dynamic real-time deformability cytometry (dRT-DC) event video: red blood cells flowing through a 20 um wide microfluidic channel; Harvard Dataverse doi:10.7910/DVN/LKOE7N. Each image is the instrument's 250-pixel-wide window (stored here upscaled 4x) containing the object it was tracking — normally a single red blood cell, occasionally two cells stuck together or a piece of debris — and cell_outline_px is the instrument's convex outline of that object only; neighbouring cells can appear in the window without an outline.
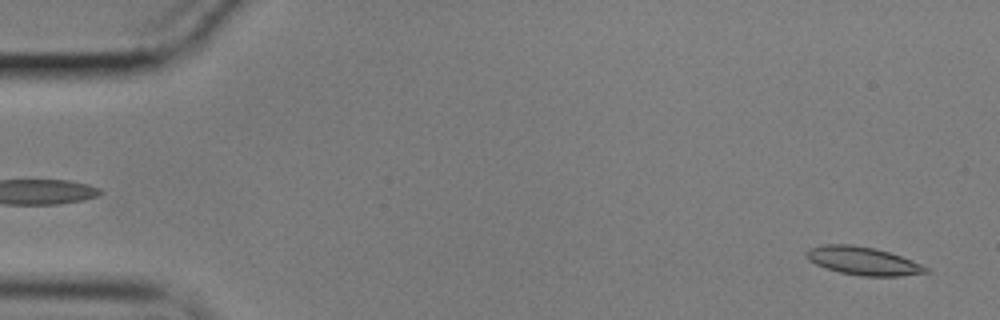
{"species": "common noctule bat (a hibernating species)", "species_latin": "Nyctalus noctula", "temperature_condition": "cold", "stored_images_in_passage": 55, "camera_frame_rate_fps": 3000, "um_per_image_px": 0.085, "animal": {"sex": "male", "body_mass_g": 17.9}, "frame": {"image": 1, "passage_image": 2, "time_ms": 0.333, "image_size_px": [1000, 320], "cell_outline_px": [[932, 272], [900, 276], [860, 276], [840, 272], [816, 264], [808, 260], [804, 256], [804, 252], [808, 248], [824, 244], [852, 244], [876, 248], [912, 260], [928, 268]], "centroid_in_image_um": [73.33, 22.17], "position_along_channel_um": 11.7, "area_um2": 19.71}}
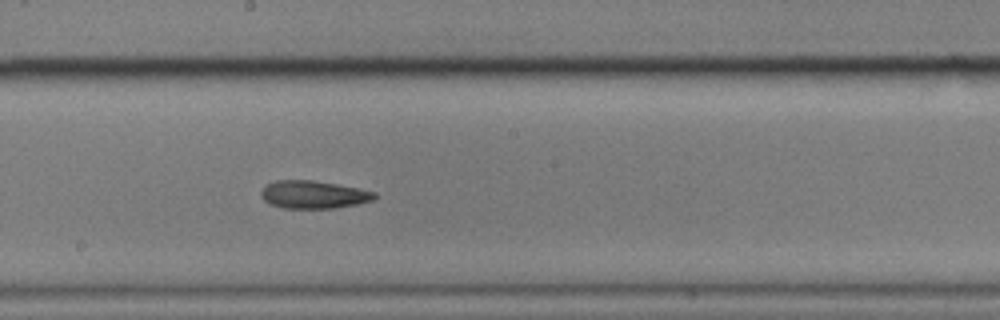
{"frame": {"image": 2, "passage_image": 30, "time_ms": 9.667, "image_size_px": [1000, 320], "cell_outline_px": [[376, 196], [372, 200], [356, 204], [336, 208], [284, 208], [272, 204], [264, 200], [260, 196], [260, 192], [264, 184], [276, 180], [312, 180], [336, 184], [376, 192]], "centroid_in_image_um": [26.59, 16.53], "position_along_channel_um": 221.6, "area_um2": 18.32}}
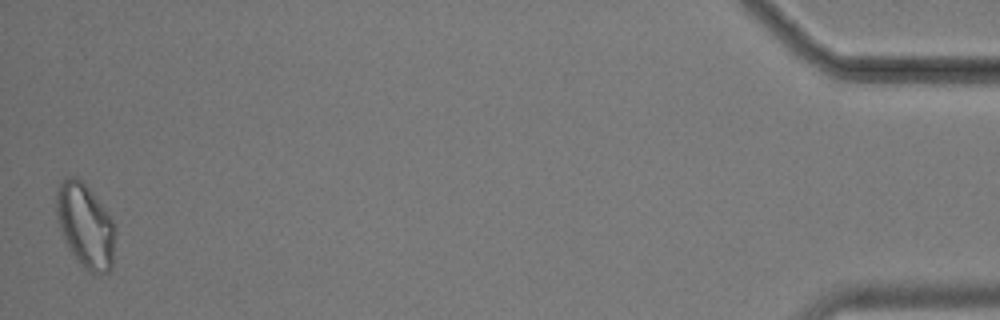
{"frame": {"image": 3, "passage_image": 55, "time_ms": 18.0, "image_size_px": [1000, 320], "cell_outline_px": [[116, 228], [112, 268], [108, 272], [92, 272], [84, 268], [72, 252], [56, 220], [56, 192], [60, 184], [68, 176], [76, 176], [88, 188], [108, 212]], "centroid_in_image_um": [7.27, 19.16], "position_along_channel_um": 427.9, "area_um2": 28.44}, "authors_computed_cell_mechanics": {"area_um2": 18.9584, "velocity_mm_per_s": 3.5432, "shape_relaxation_time_tau1_ms": 6.6478, "shape_relaxation_time_tau2_ms": 8.5106, "deformation_change_tau1": 0.1459, "deformation_change_tau2": 0.1831}}